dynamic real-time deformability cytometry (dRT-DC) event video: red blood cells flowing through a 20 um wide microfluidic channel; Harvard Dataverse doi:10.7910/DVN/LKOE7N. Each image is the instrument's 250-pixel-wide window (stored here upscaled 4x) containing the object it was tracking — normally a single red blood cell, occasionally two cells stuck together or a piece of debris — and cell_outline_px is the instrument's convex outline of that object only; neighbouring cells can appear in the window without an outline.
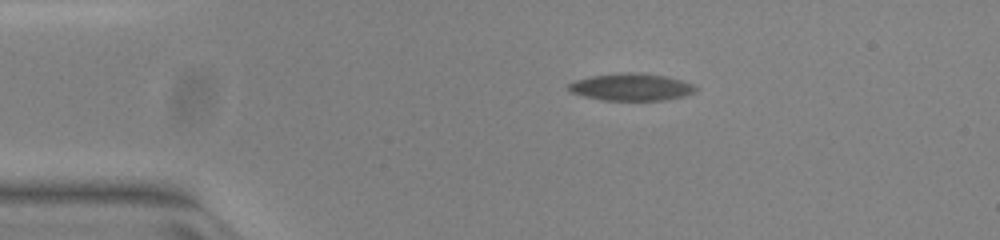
{"species": "common noctule bat (a hibernating species)", "species_latin": "Nyctalus noctula", "temperature_condition": "warm", "stored_images_in_passage": 44, "camera_frame_rate_fps": 3000, "um_per_image_px": 0.085, "animal": {"sex": "female", "body_mass_g": 23.0, "forearm_length_mm": 53.4}, "frame": {"image": 1, "passage_image": 1, "time_ms": 0.0, "image_size_px": [1000, 240], "cell_outline_px": [[696, 88], [692, 92], [684, 96], [664, 100], [600, 100], [584, 96], [572, 92], [568, 88], [568, 84], [576, 80], [592, 76], [628, 72], [664, 76], [680, 80], [692, 84]], "centroid_in_image_um": [53.62, 7.41], "position_along_channel_um": 31.4, "area_um2": 19.65}}
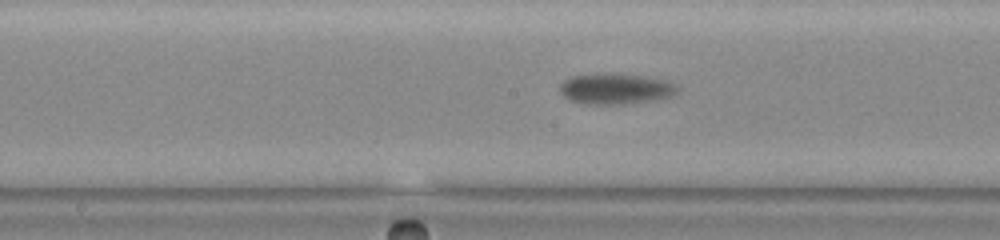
{"frame": {"image": 2, "passage_image": 18, "time_ms": 5.667, "image_size_px": [1000, 240], "cell_outline_px": [[680, 88], [676, 96], [652, 100], [624, 104], [588, 104], [568, 100], [560, 92], [560, 84], [564, 80], [572, 76], [612, 72], [668, 80], [676, 84]], "centroid_in_image_um": [52.37, 7.54], "position_along_channel_um": 195.8, "area_um2": 21.39}}
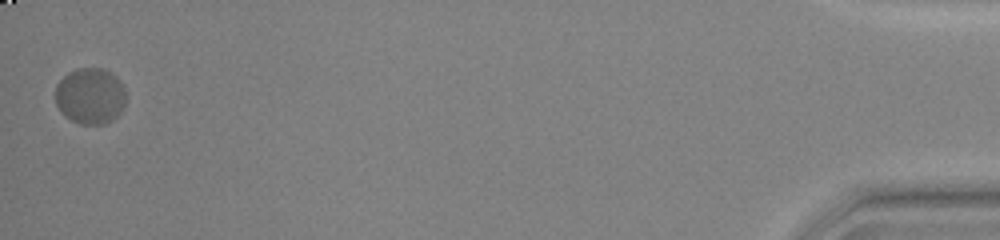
{"frame": {"image": 3, "passage_image": 44, "time_ms": 14.333, "image_size_px": [1000, 240], "cell_outline_px": [[124, 104], [120, 112], [112, 120], [104, 124], [80, 124], [64, 116], [60, 112], [56, 104], [56, 84], [68, 72], [76, 68], [104, 68], [116, 76], [120, 80], [124, 88]], "centroid_in_image_um": [7.65, 8.15], "position_along_channel_um": 427.5, "area_um2": 23.18}, "authors_computed_cell_mechanics": {"area_um2": 20.5479, "velocity_mm_per_s": 3.8058, "shape_relaxation_time_tau1_ms": 4.9129, "shape_relaxation_time_tau2_ms": null, "deformation_change_tau1": 0.1622, "deformation_change_tau2": null}}